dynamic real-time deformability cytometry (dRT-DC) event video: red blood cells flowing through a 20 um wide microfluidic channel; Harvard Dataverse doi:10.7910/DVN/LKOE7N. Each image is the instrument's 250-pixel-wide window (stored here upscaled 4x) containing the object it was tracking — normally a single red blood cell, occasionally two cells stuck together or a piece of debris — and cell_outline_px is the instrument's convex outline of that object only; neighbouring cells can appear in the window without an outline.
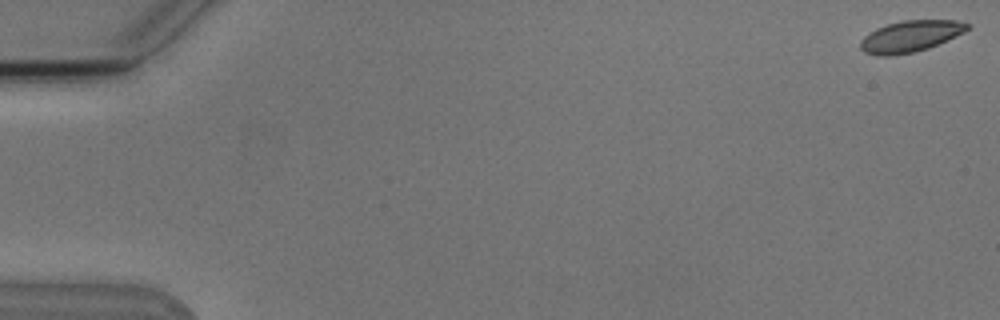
{"species": "Egyptian fruit bat (a non-hibernating species)", "species_latin": "Rousettus aegyptiacus", "temperature_condition": "cold", "stored_images_in_passage": 4, "camera_frame_rate_fps": 3000, "um_per_image_px": 0.085, "animal": {"sex": "male"}, "frame": {"image": 1, "passage_image": 1, "time_ms": 0.0, "image_size_px": [1000, 320], "cell_outline_px": [[972, 24], [964, 32], [928, 48], [912, 52], [892, 56], [876, 56], [864, 52], [860, 48], [860, 40], [864, 36], [876, 28], [888, 24], [904, 20], [956, 20]], "centroid_in_image_um": [77.35, 3.08], "position_along_channel_um": 7.6, "area_um2": 19.48}}